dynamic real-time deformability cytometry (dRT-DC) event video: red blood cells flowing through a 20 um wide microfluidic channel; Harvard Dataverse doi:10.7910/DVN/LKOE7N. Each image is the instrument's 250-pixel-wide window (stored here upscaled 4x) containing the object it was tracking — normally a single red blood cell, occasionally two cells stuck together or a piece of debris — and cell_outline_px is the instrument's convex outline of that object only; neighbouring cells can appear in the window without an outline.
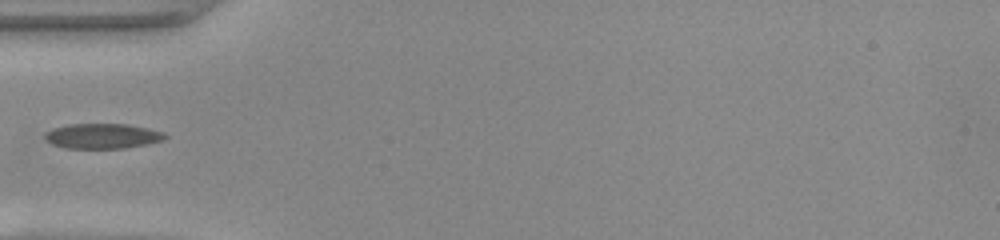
{"species": "common noctule bat (a hibernating species)", "species_latin": "Nyctalus noctula", "temperature_condition": "warm", "stored_images_in_passage": 34, "camera_frame_rate_fps": 3000, "um_per_image_px": 0.085, "animal": {"sex": "female", "body_mass_g": 22.0, "forearm_length_mm": 56.7}, "frame": {"image": 1, "passage_image": 1, "time_ms": 0.0, "image_size_px": [1000, 240], "cell_outline_px": [[168, 136], [164, 140], [124, 148], [64, 148], [52, 144], [44, 136], [44, 132], [52, 128], [68, 124], [128, 124], [148, 128], [164, 132]], "centroid_in_image_um": [8.7, 11.55], "position_along_channel_um": 76.3, "area_um2": 17.57}}
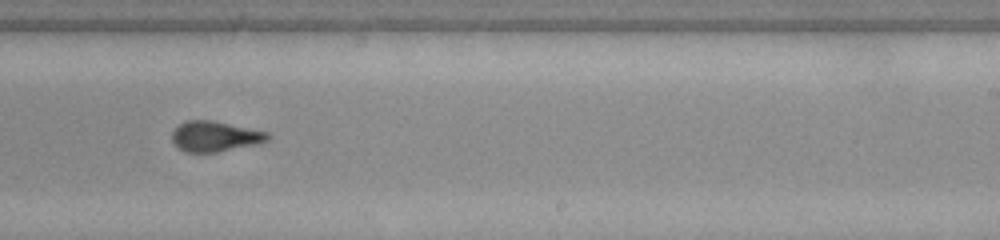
{"frame": {"image": 2, "passage_image": 15, "time_ms": 4.667, "image_size_px": [1000, 240], "cell_outline_px": [[272, 136], [268, 140], [260, 144], [216, 152], [184, 152], [172, 140], [172, 132], [180, 124], [188, 120], [212, 120], [268, 132]], "centroid_in_image_um": [18.32, 11.59], "position_along_channel_um": 270.7, "area_um2": 16.94}}
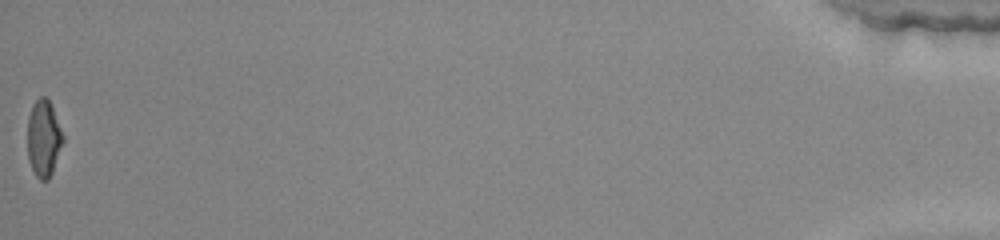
{"frame": {"image": 3, "passage_image": 34, "time_ms": 11.0, "image_size_px": [1000, 240], "cell_outline_px": [[64, 140], [52, 172], [48, 180], [40, 180], [36, 176], [28, 160], [28, 116], [32, 104], [40, 96], [44, 96], [48, 100], [52, 108], [64, 136]], "centroid_in_image_um": [3.7, 11.77], "position_along_channel_um": 431.5, "area_um2": 15.72}}